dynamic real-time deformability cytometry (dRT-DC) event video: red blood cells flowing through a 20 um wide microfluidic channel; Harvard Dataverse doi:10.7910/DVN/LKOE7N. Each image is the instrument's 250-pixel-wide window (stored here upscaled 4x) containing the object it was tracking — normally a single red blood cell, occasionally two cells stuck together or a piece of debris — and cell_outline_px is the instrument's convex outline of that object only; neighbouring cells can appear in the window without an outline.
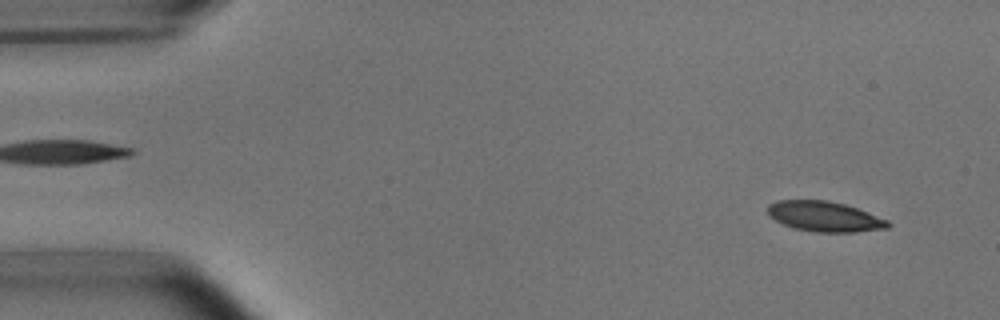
{"species": "common noctule bat (a hibernating species)", "species_latin": "Nyctalus noctula", "temperature_condition": "room temperature", "stored_images_in_passage": 51, "camera_frame_rate_fps": 3000, "um_per_image_px": 0.085, "animal": {"sex": "male", "body_mass_g": 15.6}, "frame": {"image": 1, "passage_image": 3, "time_ms": 0.667, "image_size_px": [1000, 320], "cell_outline_px": [[892, 224], [888, 228], [856, 232], [816, 232], [796, 228], [784, 224], [768, 216], [768, 204], [776, 200], [828, 200], [844, 204], [856, 208], [888, 220]], "centroid_in_image_um": [70.09, 18.4], "position_along_channel_um": 14.9, "area_um2": 21.1}}
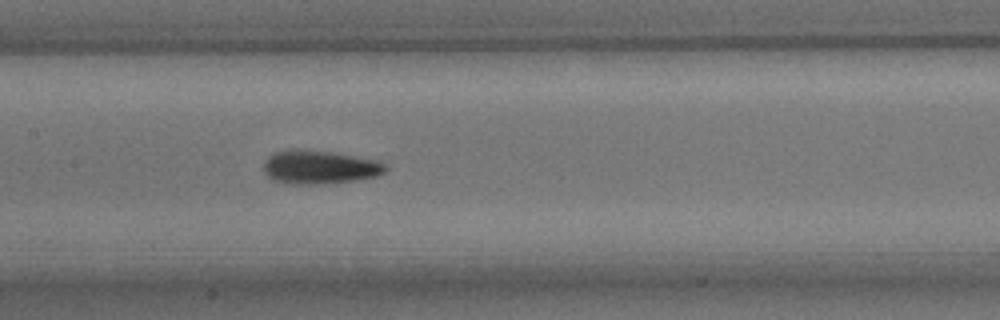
{"frame": {"image": 2, "passage_image": 24, "time_ms": 7.667, "image_size_px": [1000, 320], "cell_outline_px": [[388, 168], [384, 172], [376, 176], [356, 180], [320, 184], [284, 184], [272, 180], [264, 172], [264, 160], [268, 156], [276, 152], [292, 148], [296, 148], [332, 152], [380, 160], [388, 164]], "centroid_in_image_um": [27.16, 14.2], "position_along_channel_um": 180.2, "area_um2": 24.28}}
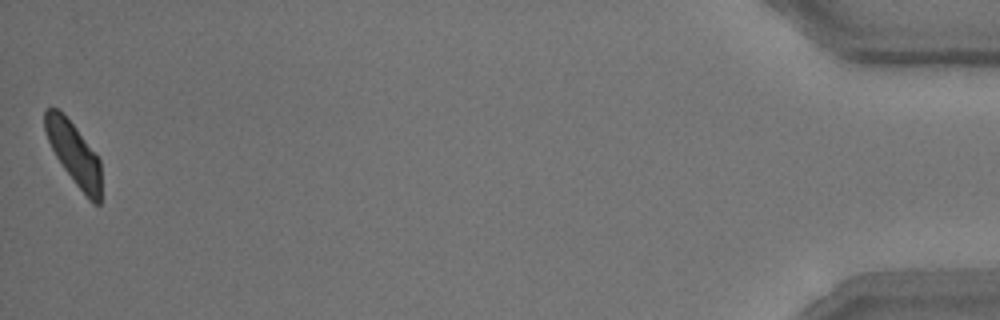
{"frame": {"image": 3, "passage_image": 51, "time_ms": 16.667, "image_size_px": [1000, 320], "cell_outline_px": [[100, 204], [92, 204], [88, 200], [64, 168], [56, 156], [48, 140], [44, 128], [44, 112], [48, 108], [56, 108], [76, 128], [100, 160]], "centroid_in_image_um": [6.28, 13.09], "position_along_channel_um": 428.9, "area_um2": 19.88}, "authors_computed_cell_mechanics": {"area_um2": 22.1952, "velocity_mm_per_s": 3.8017, "shape_relaxation_time_tau1_ms": 2.7505, "shape_relaxation_time_tau2_ms": 2.3037, "deformation_change_tau1": 0.1159, "deformation_change_tau2": 0.0758}}